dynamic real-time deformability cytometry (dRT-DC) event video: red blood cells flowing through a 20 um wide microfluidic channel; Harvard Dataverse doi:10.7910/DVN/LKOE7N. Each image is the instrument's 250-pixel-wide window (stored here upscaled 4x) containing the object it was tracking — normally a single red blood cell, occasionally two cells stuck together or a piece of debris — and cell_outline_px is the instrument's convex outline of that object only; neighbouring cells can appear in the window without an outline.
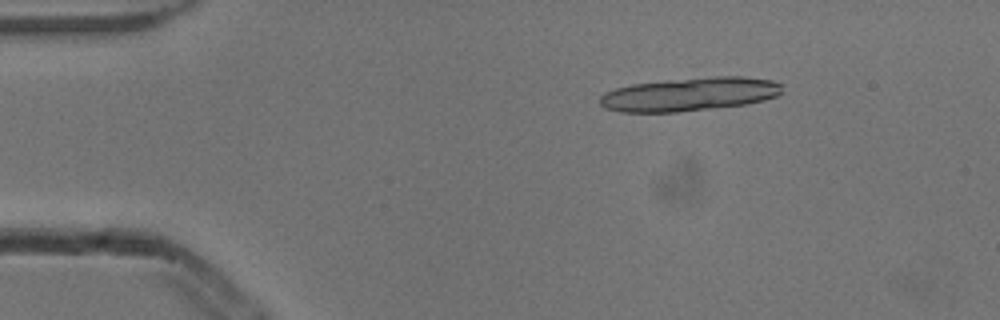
{"species": "common noctule bat (a hibernating species)", "species_latin": "Nyctalus noctula", "temperature_condition": "cold", "stored_images_in_passage": 6, "camera_frame_rate_fps": 3000, "um_per_image_px": 0.085, "animal": {"sex": "male", "body_mass_g": 13.3}, "frame": {"image": 1, "passage_image": 2, "time_ms": 0.333, "image_size_px": [1000, 320], "cell_outline_px": [[780, 92], [776, 96], [764, 100], [744, 104], [676, 112], [620, 112], [604, 108], [600, 104], [600, 96], [604, 92], [616, 88], [632, 84], [668, 80], [716, 76], [744, 76], [772, 80], [780, 84]], "centroid_in_image_um": [58.57, 8.01], "position_along_channel_um": 26.4, "area_um2": 35.37}}
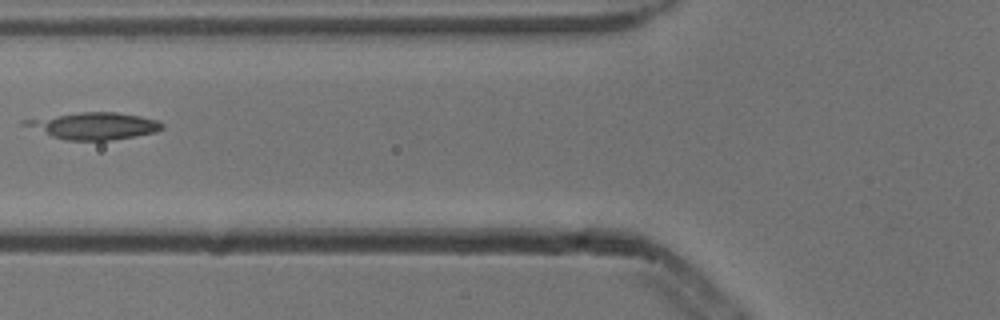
{"frame": {"image": 2, "passage_image": 6, "time_ms": 1.667, "image_size_px": [1000, 320], "cell_outline_px": [[164, 128], [156, 132], [108, 140], [64, 140], [52, 136], [20, 124], [20, 120], [80, 112], [116, 112], [140, 116], [160, 120], [164, 124]], "centroid_in_image_um": [7.99, 10.68], "position_along_channel_um": 117.8, "area_um2": 21.44}}